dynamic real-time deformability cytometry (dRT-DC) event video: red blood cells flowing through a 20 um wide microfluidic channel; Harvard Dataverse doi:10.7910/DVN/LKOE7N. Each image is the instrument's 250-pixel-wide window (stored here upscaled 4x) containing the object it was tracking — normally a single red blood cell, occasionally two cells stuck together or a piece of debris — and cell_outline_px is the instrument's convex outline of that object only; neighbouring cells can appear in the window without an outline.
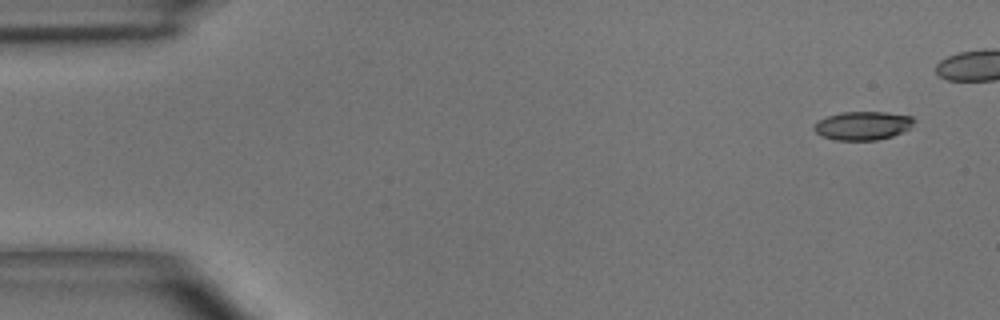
{"species": "common noctule bat (a hibernating species)", "species_latin": "Nyctalus noctula", "temperature_condition": "room temperature", "stored_images_in_passage": 7, "camera_frame_rate_fps": 3000, "um_per_image_px": 0.085, "animal": {"sex": "male", "body_mass_g": 15.6}, "frame": {"image": 1, "passage_image": 1, "time_ms": 0.0, "image_size_px": [1000, 320], "cell_outline_px": [[916, 120], [912, 128], [892, 136], [876, 140], [836, 140], [820, 136], [812, 128], [820, 120], [828, 116], [840, 112], [884, 112], [912, 116]], "centroid_in_image_um": [73.37, 10.68], "position_along_channel_um": 11.6, "area_um2": 16.7}}